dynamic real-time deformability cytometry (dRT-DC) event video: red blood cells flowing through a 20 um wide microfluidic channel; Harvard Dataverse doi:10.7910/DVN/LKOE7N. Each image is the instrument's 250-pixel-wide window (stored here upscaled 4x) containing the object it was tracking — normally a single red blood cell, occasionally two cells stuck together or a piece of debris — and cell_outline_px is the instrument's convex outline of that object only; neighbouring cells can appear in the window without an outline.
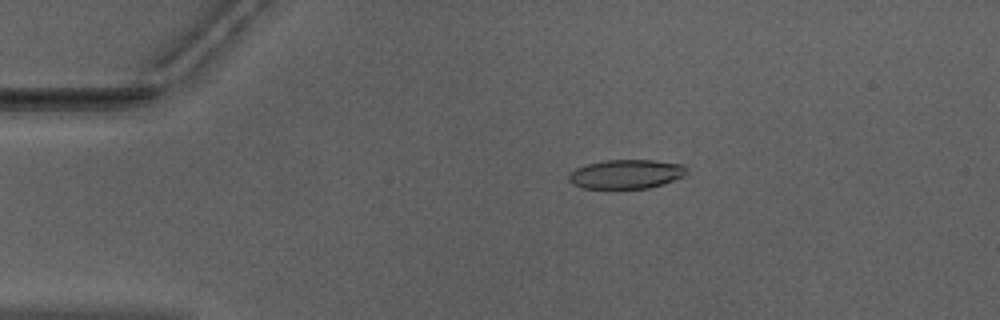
{"species": "Egyptian fruit bat (a non-hibernating species)", "species_latin": "Rousettus aegyptiacus", "temperature_condition": "warm", "stored_images_in_passage": 43, "camera_frame_rate_fps": 3000, "um_per_image_px": 0.085, "animal": {"sex": "male"}, "frame": {"image": 1, "passage_image": 1, "time_ms": 0.0, "image_size_px": [1000, 320], "cell_outline_px": [[688, 172], [684, 176], [648, 188], [584, 188], [572, 184], [568, 180], [568, 172], [576, 168], [588, 164], [604, 160], [652, 160], [684, 164], [688, 168]], "centroid_in_image_um": [53.21, 14.79], "position_along_channel_um": 31.8, "area_um2": 20.0}}
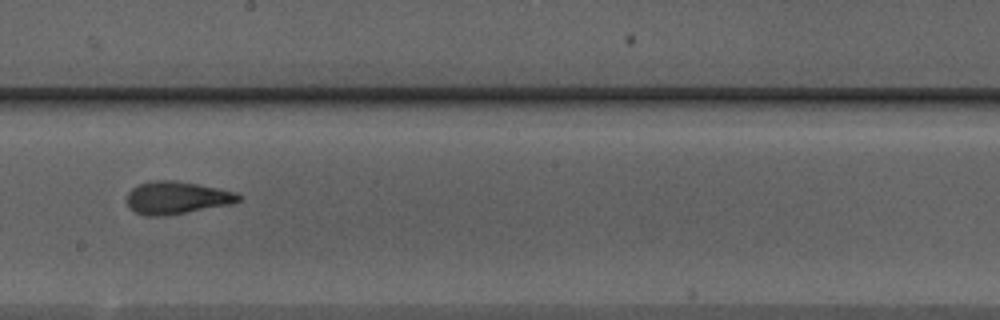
{"frame": {"image": 2, "passage_image": 20, "time_ms": 6.333, "image_size_px": [1000, 320], "cell_outline_px": [[240, 200], [232, 204], [164, 216], [144, 216], [136, 212], [128, 204], [128, 192], [132, 188], [140, 184], [152, 180], [176, 180], [220, 188], [236, 192], [240, 196]], "centroid_in_image_um": [15.04, 16.8], "position_along_channel_um": 233.2, "area_um2": 21.15}}
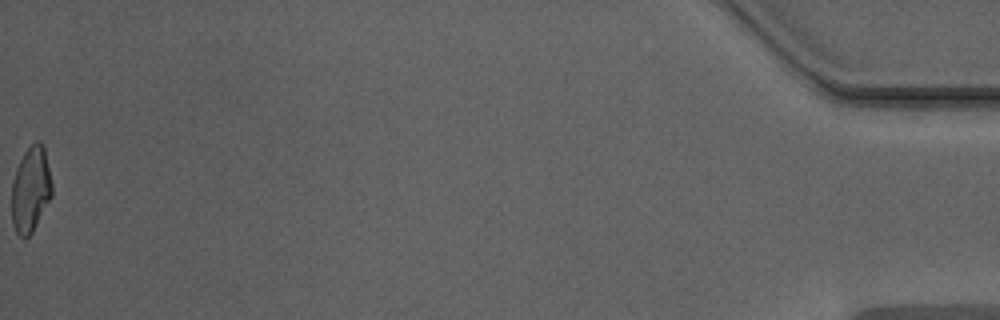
{"frame": {"image": 3, "passage_image": 43, "time_ms": 14.0, "image_size_px": [1000, 320], "cell_outline_px": [[52, 196], [32, 232], [28, 236], [20, 236], [16, 232], [12, 224], [12, 180], [16, 168], [24, 152], [36, 140], [40, 140], [44, 144], [52, 184]], "centroid_in_image_um": [2.61, 16.06], "position_along_channel_um": 432.6, "area_um2": 20.11}, "authors_computed_cell_mechanics": {"area_um2": 20.808, "velocity_mm_per_s": 3.9756, "shape_relaxation_time_tau1_ms": 5.8958, "shape_relaxation_time_tau2_ms": 1.3216, "deformation_change_tau1": 0.2177, "deformation_change_tau2": 0.0838}}